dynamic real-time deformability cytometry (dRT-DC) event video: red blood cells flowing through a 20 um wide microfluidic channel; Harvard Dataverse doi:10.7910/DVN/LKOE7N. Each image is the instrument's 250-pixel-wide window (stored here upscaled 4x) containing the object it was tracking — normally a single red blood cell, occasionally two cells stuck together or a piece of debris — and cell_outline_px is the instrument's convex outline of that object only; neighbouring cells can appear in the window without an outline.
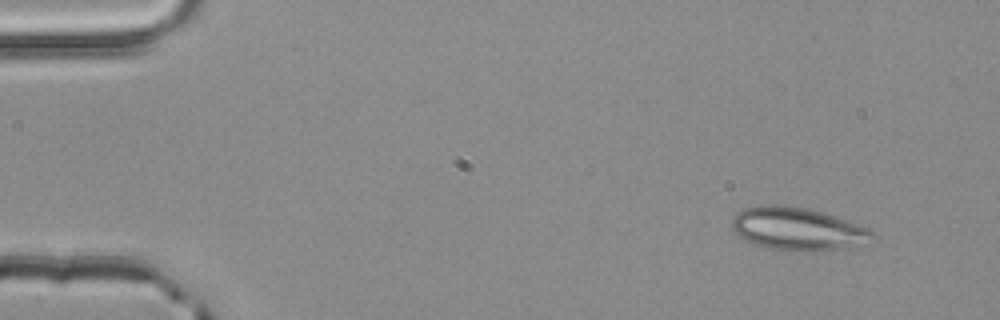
{"species": "common noctule bat (a hibernating species)", "species_latin": "Nyctalus noctula", "temperature_condition": "room temperature", "stored_images_in_passage": 4, "camera_frame_rate_fps": 3000, "um_per_image_px": 0.085, "animal": {"sex": "male", "body_mass_g": 20.4}, "frame": {"image": 1, "passage_image": 1, "time_ms": 0.0, "image_size_px": [1000, 320], "cell_outline_px": [[876, 240], [848, 248], [804, 252], [772, 248], [752, 244], [740, 236], [732, 228], [732, 216], [736, 212], [744, 208], [760, 204], [776, 204], [808, 208], [824, 212], [860, 224], [876, 232]], "centroid_in_image_um": [67.85, 19.44], "position_along_channel_um": 17.2, "area_um2": 35.72}}